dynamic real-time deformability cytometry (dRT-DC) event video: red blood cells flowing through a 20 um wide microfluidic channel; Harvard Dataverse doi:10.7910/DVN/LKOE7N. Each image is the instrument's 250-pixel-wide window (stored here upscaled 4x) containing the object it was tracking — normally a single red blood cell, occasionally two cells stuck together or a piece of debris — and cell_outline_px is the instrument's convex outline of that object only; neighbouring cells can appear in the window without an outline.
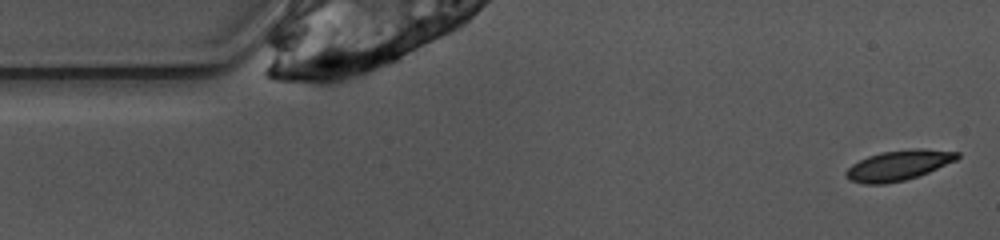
{"species": "common noctule bat (a hibernating species)", "species_latin": "Nyctalus noctula", "temperature_condition": "warm", "stored_images_in_passage": 49, "camera_frame_rate_fps": 3000, "um_per_image_px": 0.085, "animal": {"sex": "female", "body_mass_g": 10.0, "forearm_length_mm": 53.1}, "frame": {"image": 1, "passage_image": 1, "time_ms": 0.0, "image_size_px": [1000, 240], "cell_outline_px": [[960, 156], [956, 160], [928, 172], [904, 180], [884, 184], [864, 184], [848, 180], [844, 176], [844, 172], [852, 164], [868, 156], [880, 152], [912, 148], [924, 148], [960, 152]], "centroid_in_image_um": [76.35, 14.04], "position_along_channel_um": 8.7, "area_um2": 19.65}}
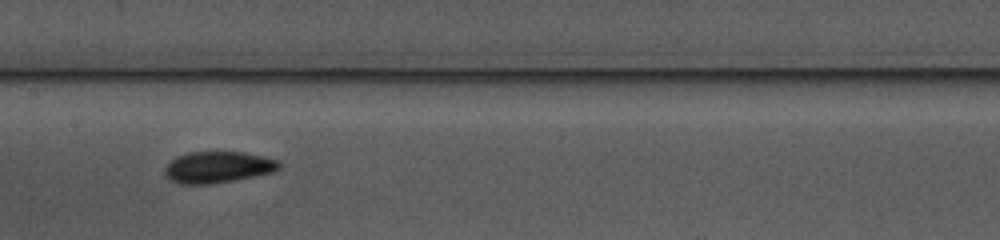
{"frame": {"image": 2, "passage_image": 22, "time_ms": 7.0, "image_size_px": [1000, 240], "cell_outline_px": [[280, 168], [272, 172], [256, 176], [236, 180], [212, 184], [180, 184], [168, 180], [164, 176], [164, 168], [176, 156], [188, 152], [244, 152], [264, 156], [280, 160]], "centroid_in_image_um": [18.51, 14.22], "position_along_channel_um": 188.9, "area_um2": 21.27}}
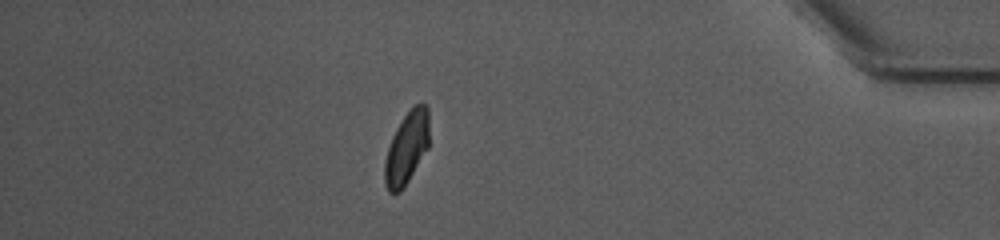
{"frame": {"image": 3, "passage_image": 42, "time_ms": 13.667, "image_size_px": [1000, 240], "cell_outline_px": [[428, 148], [408, 180], [400, 192], [388, 192], [384, 184], [384, 164], [388, 148], [392, 136], [396, 128], [404, 116], [416, 104], [424, 104], [428, 108]], "centroid_in_image_um": [34.55, 12.6], "position_along_channel_um": 400.7, "area_um2": 18.44}, "authors_computed_cell_mechanics": {"area_um2": 20.0566, "velocity_mm_per_s": 3.8921, "shape_relaxation_time_tau1_ms": 7.5912, "shape_relaxation_time_tau2_ms": 1.4854, "deformation_change_tau1": 0.1683, "deformation_change_tau2": 0.0356}}